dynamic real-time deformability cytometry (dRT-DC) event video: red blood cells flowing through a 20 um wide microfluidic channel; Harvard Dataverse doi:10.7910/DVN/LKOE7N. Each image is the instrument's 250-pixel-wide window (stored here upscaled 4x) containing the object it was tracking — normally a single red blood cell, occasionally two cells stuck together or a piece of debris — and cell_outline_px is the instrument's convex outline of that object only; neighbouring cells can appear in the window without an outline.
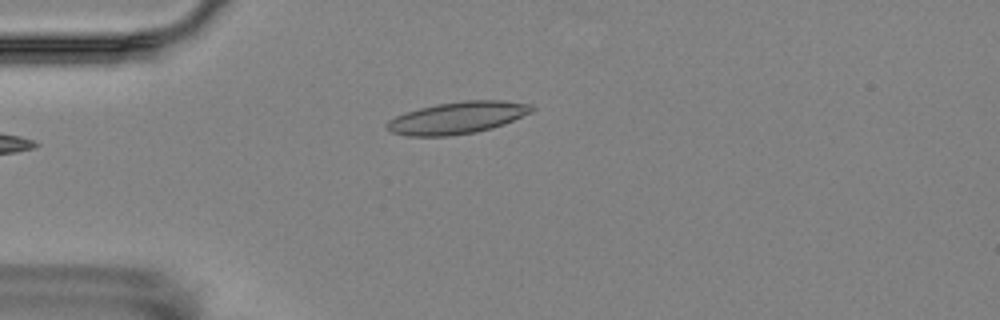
{"species": "Egyptian fruit bat (a non-hibernating species)", "species_latin": "Rousettus aegyptiacus", "temperature_condition": "room temperature", "stored_images_in_passage": 4, "camera_frame_rate_fps": 3000, "um_per_image_px": 0.085, "animal": {"sex": "female"}, "frame": {"image": 1, "passage_image": 2, "time_ms": 2.333, "image_size_px": [1000, 320], "cell_outline_px": [[536, 108], [532, 112], [504, 124], [492, 128], [476, 132], [448, 136], [408, 136], [392, 132], [384, 124], [388, 120], [404, 112], [436, 104], [464, 100], [500, 100], [532, 104]], "centroid_in_image_um": [38.89, 10.0], "position_along_channel_um": 46.1, "area_um2": 27.11}}